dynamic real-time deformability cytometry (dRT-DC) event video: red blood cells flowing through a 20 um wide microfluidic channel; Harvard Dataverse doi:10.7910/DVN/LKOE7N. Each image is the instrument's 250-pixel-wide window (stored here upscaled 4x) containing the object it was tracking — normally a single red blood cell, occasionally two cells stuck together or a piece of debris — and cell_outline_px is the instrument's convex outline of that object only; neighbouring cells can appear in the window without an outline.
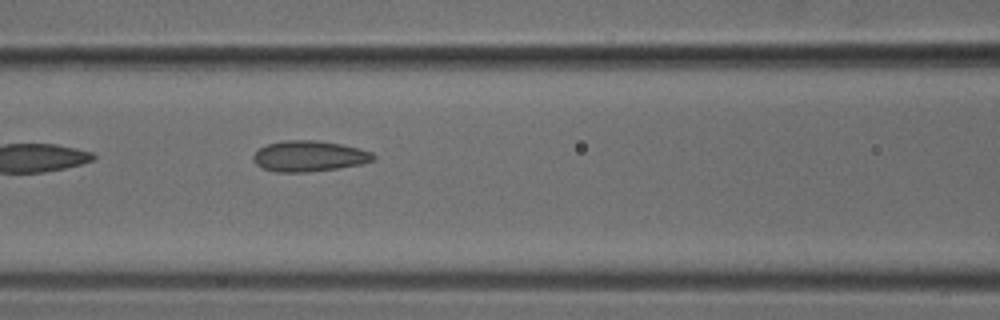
{"species": "common noctule bat (a hibernating species)", "species_latin": "Nyctalus noctula", "temperature_condition": "cold", "stored_images_in_passage": 6, "camera_frame_rate_fps": 3000, "um_per_image_px": 0.085, "animal": {"sex": "male", "body_mass_g": 18.8}, "frame": {"image": 1, "passage_image": 6, "time_ms": 1.667, "image_size_px": [1000, 320], "cell_outline_px": [[376, 160], [360, 164], [336, 168], [308, 172], [276, 172], [264, 168], [256, 164], [252, 160], [252, 156], [260, 148], [268, 144], [284, 140], [316, 140], [340, 144], [360, 148], [372, 152], [376, 156]], "centroid_in_image_um": [26.29, 13.27], "position_along_channel_um": 140.3, "area_um2": 21.5}}